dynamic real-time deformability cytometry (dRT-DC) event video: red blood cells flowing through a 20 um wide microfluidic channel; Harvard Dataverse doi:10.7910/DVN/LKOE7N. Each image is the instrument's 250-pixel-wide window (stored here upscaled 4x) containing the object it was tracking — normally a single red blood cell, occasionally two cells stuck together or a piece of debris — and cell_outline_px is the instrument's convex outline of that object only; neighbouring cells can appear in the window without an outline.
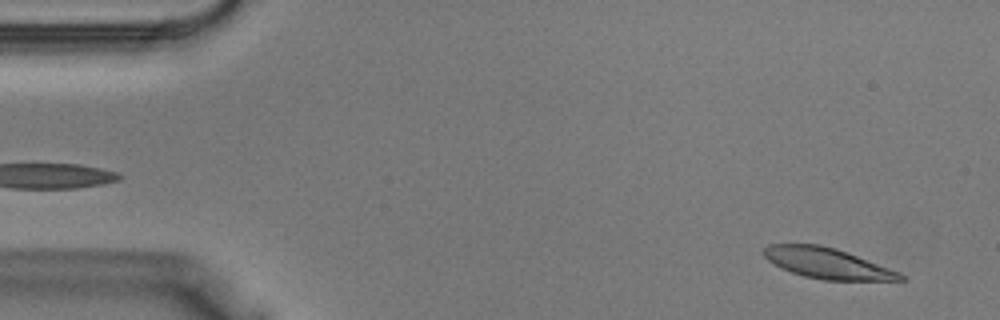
{"species": "Egyptian fruit bat (a non-hibernating species)", "species_latin": "Rousettus aegyptiacus", "temperature_condition": "warm", "stored_images_in_passage": 38, "camera_frame_rate_fps": 3000, "um_per_image_px": 0.085, "animal": {"sex": "male"}, "frame": {"image": 1, "passage_image": 2, "time_ms": 0.333, "image_size_px": [1000, 320], "cell_outline_px": [[908, 280], [824, 280], [804, 276], [780, 268], [768, 260], [760, 252], [768, 244], [820, 244], [836, 248], [900, 272]], "centroid_in_image_um": [70.28, 22.37], "position_along_channel_um": 14.7, "area_um2": 24.33}}
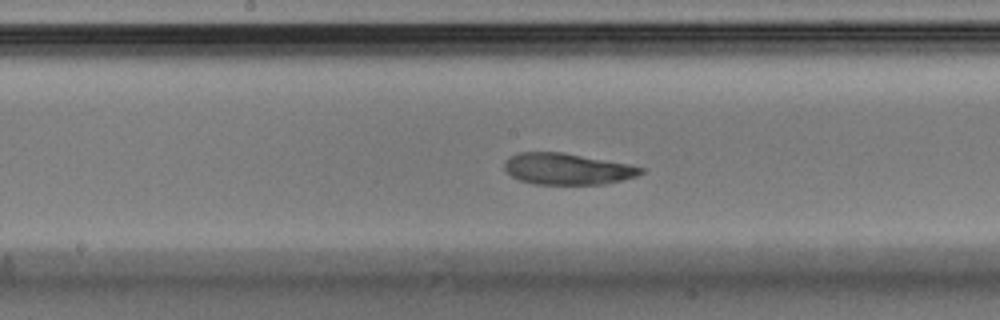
{"frame": {"image": 2, "passage_image": 19, "time_ms": 6.0, "image_size_px": [1000, 320], "cell_outline_px": [[644, 172], [636, 176], [604, 184], [532, 184], [520, 180], [512, 176], [504, 168], [504, 160], [508, 156], [520, 152], [564, 152], [632, 164], [644, 168]], "centroid_in_image_um": [48.21, 14.34], "position_along_channel_um": 200.0, "area_um2": 25.14}}
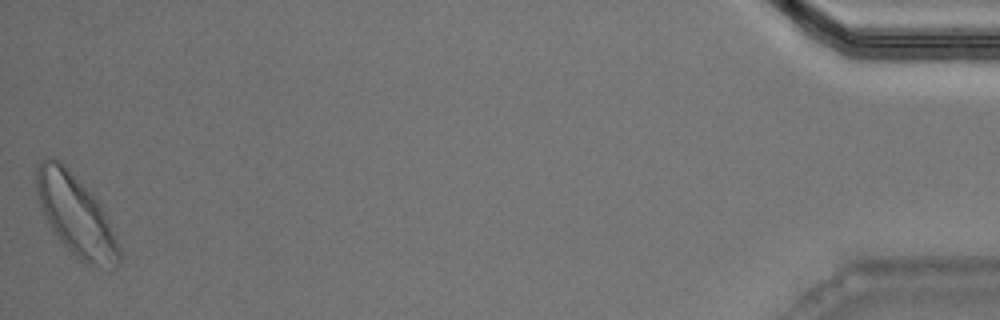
{"frame": {"image": 3, "passage_image": 38, "time_ms": 12.333, "image_size_px": [1000, 320], "cell_outline_px": [[120, 264], [116, 268], [112, 268], [80, 260], [60, 240], [44, 216], [36, 192], [36, 164], [40, 160], [48, 156], [52, 156], [60, 160], [68, 168], [100, 204], [104, 212], [120, 248]], "centroid_in_image_um": [6.41, 18.23], "position_along_channel_um": 428.8, "area_um2": 38.21}}